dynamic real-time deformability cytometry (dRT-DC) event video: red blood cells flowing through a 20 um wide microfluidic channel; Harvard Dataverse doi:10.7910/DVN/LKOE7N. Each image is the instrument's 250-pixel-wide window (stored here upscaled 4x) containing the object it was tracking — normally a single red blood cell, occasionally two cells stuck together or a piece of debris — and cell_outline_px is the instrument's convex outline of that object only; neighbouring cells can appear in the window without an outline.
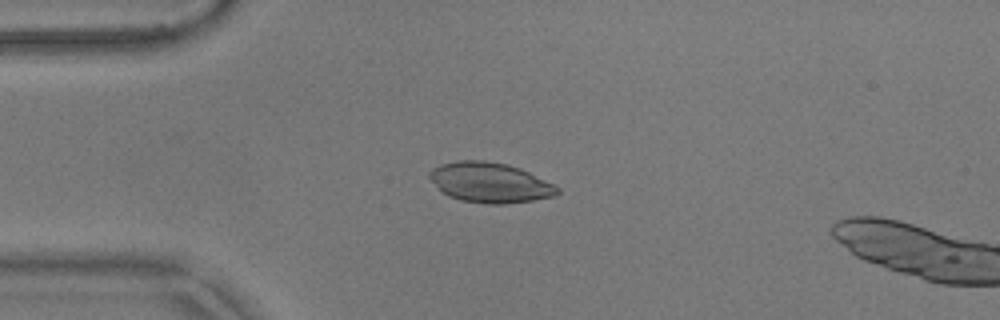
{"species": "common noctule bat (a hibernating species)", "species_latin": "Nyctalus noctula", "temperature_condition": "warm", "stored_images_in_passage": 4, "camera_frame_rate_fps": 3000, "um_per_image_px": 0.085, "animal": {"sex": "male", "body_mass_g": 17.9}, "frame": {"image": 1, "passage_image": 1, "time_ms": 0.0, "image_size_px": [1000, 320], "cell_outline_px": [[560, 192], [552, 196], [532, 200], [504, 204], [488, 204], [460, 200], [448, 196], [440, 192], [428, 176], [428, 172], [432, 168], [440, 164], [456, 160], [484, 160], [508, 164], [520, 168], [560, 188]], "centroid_in_image_um": [41.58, 15.51], "position_along_channel_um": 43.4, "area_um2": 29.94}}